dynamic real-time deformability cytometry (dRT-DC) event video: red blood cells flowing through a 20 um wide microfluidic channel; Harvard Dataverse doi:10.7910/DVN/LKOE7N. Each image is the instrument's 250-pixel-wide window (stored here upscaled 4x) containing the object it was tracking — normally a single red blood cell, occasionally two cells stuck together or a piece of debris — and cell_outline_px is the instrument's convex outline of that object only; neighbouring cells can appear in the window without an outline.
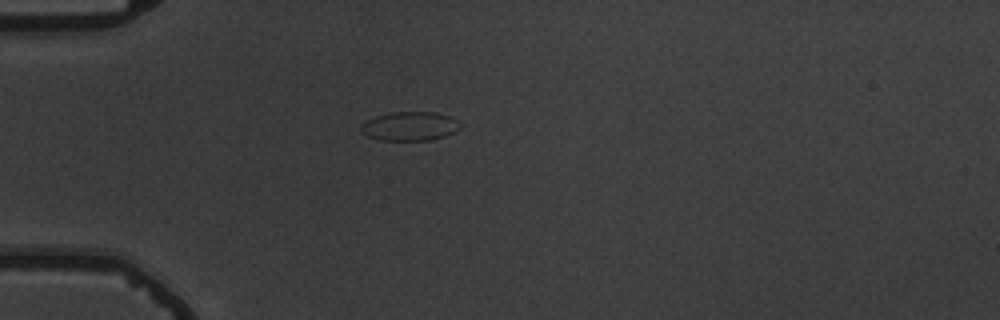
{"species": "common noctule bat (a hibernating species)", "species_latin": "Nyctalus noctula", "temperature_condition": "warm", "stored_images_in_passage": 6, "camera_frame_rate_fps": 3000, "um_per_image_px": 0.085, "animal": {"sex": "male", "body_mass_g": 19.5, "forearm_length_mm": 54.6}, "frame": {"image": 1, "passage_image": 2, "time_ms": 2.333, "image_size_px": [1000, 320], "cell_outline_px": [[460, 128], [444, 136], [432, 140], [380, 140], [368, 136], [360, 132], [360, 128], [368, 120], [376, 116], [392, 112], [436, 112], [448, 116], [456, 120], [460, 124]], "centroid_in_image_um": [34.82, 10.73], "position_along_channel_um": 50.2, "area_um2": 16.53}}
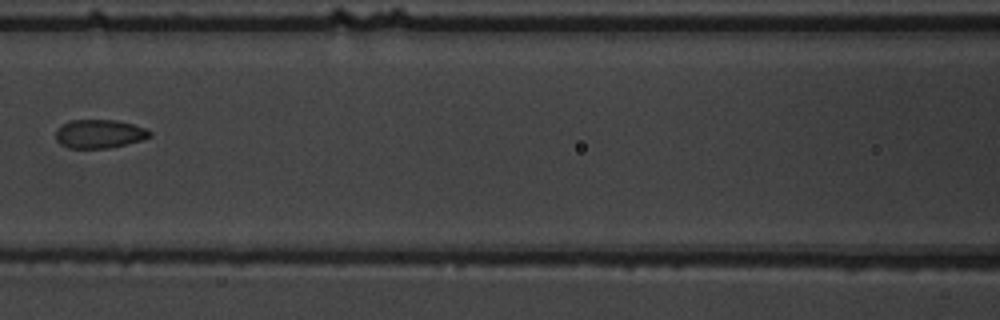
{"frame": {"image": 2, "passage_image": 5, "time_ms": 5.667, "image_size_px": [1000, 320], "cell_outline_px": [[152, 136], [140, 140], [108, 148], [68, 148], [60, 144], [56, 140], [56, 128], [72, 120], [116, 120], [132, 124], [144, 128], [152, 132]], "centroid_in_image_um": [8.42, 11.38], "position_along_channel_um": 158.2, "area_um2": 15.55}}
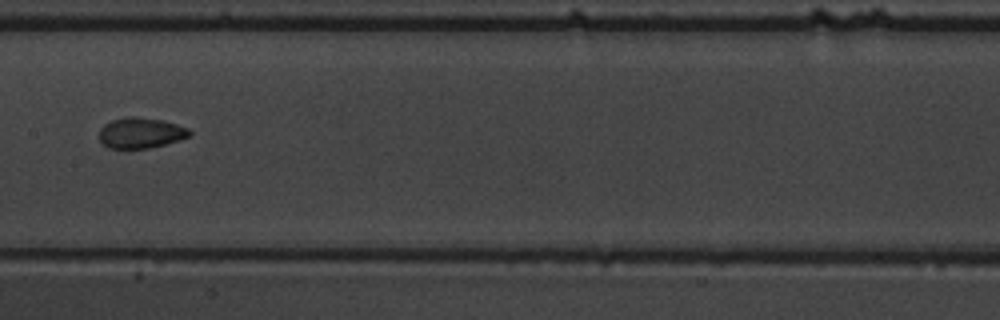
{"frame": {"image": 3, "passage_image": 6, "time_ms": 6.667, "image_size_px": [1000, 320], "cell_outline_px": [[192, 132], [188, 136], [164, 144], [148, 148], [108, 148], [100, 140], [100, 128], [104, 124], [112, 120], [128, 116], [136, 116], [164, 120], [188, 128]], "centroid_in_image_um": [11.94, 11.28], "position_along_channel_um": 195.5, "area_um2": 15.95}}